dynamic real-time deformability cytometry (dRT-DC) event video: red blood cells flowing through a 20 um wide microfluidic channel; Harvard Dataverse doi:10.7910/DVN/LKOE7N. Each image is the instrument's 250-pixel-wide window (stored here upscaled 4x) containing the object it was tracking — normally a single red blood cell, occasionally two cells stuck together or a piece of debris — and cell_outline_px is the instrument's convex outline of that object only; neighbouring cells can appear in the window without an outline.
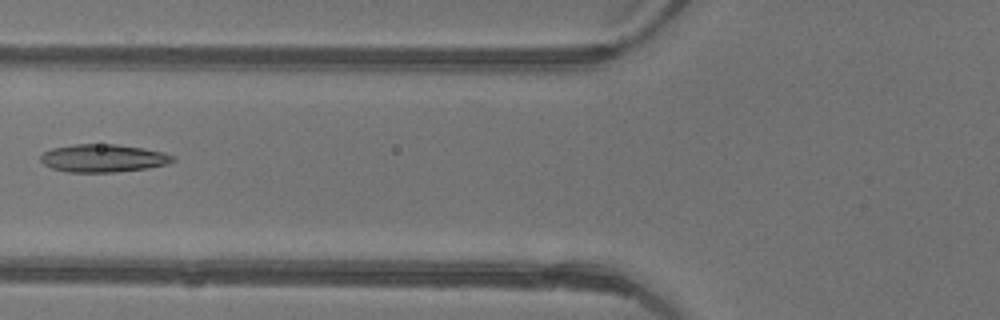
{"species": "common noctule bat (a hibernating species)", "species_latin": "Nyctalus noctula", "temperature_condition": "warm", "stored_images_in_passage": 6, "camera_frame_rate_fps": 3000, "um_per_image_px": 0.085, "animal": {"sex": "female"}, "frame": {"image": 1, "passage_image": 6, "time_ms": 1.667, "image_size_px": [1000, 320], "cell_outline_px": [[176, 160], [168, 164], [148, 168], [116, 172], [68, 172], [52, 168], [44, 164], [40, 160], [40, 156], [44, 152], [52, 148], [72, 144], [116, 144], [144, 148], [164, 152], [176, 156]], "centroid_in_image_um": [8.81, 13.44], "position_along_channel_um": 117.0, "area_um2": 21.68}}